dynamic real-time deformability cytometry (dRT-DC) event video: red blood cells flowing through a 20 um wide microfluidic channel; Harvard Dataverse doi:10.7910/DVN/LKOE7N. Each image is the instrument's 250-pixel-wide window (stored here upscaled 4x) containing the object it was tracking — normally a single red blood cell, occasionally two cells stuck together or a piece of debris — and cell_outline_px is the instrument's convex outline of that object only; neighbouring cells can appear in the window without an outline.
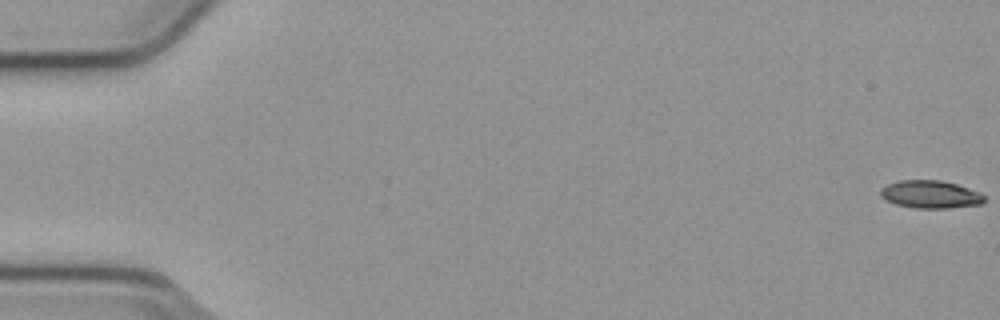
{"species": "common noctule bat (a hibernating species)", "species_latin": "Nyctalus noctula", "temperature_condition": "cold", "stored_images_in_passage": 55, "camera_frame_rate_fps": 3000, "um_per_image_px": 0.085, "animal": {"sex": "male", "body_mass_g": 23.1, "forearm_length_mm": 52.7}, "frame": {"image": 1, "passage_image": 1, "time_ms": 0.0, "image_size_px": [1000, 320], "cell_outline_px": [[984, 200], [980, 204], [948, 208], [916, 208], [896, 204], [884, 200], [880, 196], [880, 188], [888, 184], [900, 180], [940, 180], [956, 184], [980, 192], [984, 196]], "centroid_in_image_um": [79.05, 16.52], "position_along_channel_um": 6.0, "area_um2": 16.76}}
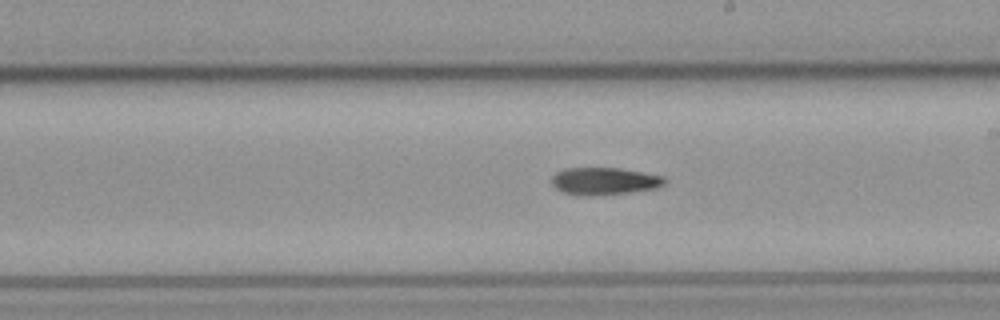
{"frame": {"image": 2, "passage_image": 32, "time_ms": 10.333, "image_size_px": [1000, 320], "cell_outline_px": [[668, 180], [664, 184], [656, 188], [628, 192], [580, 196], [564, 192], [556, 188], [552, 184], [552, 176], [556, 172], [564, 168], [620, 168], [664, 176]], "centroid_in_image_um": [51.37, 15.38], "position_along_channel_um": 237.6, "area_um2": 17.86}}
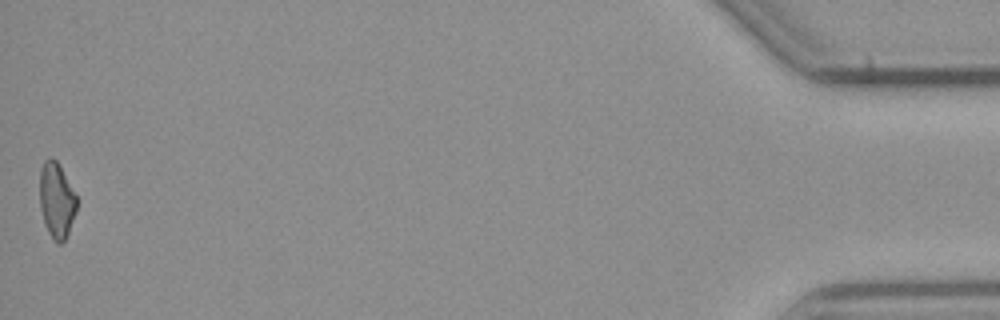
{"frame": {"image": 3, "passage_image": 55, "time_ms": 18.0, "image_size_px": [1000, 320], "cell_outline_px": [[76, 212], [68, 232], [64, 240], [60, 244], [56, 244], [52, 240], [44, 224], [40, 208], [40, 172], [44, 160], [52, 156], [56, 160], [76, 196]], "centroid_in_image_um": [4.78, 17.06], "position_along_channel_um": 430.4, "area_um2": 16.13}}